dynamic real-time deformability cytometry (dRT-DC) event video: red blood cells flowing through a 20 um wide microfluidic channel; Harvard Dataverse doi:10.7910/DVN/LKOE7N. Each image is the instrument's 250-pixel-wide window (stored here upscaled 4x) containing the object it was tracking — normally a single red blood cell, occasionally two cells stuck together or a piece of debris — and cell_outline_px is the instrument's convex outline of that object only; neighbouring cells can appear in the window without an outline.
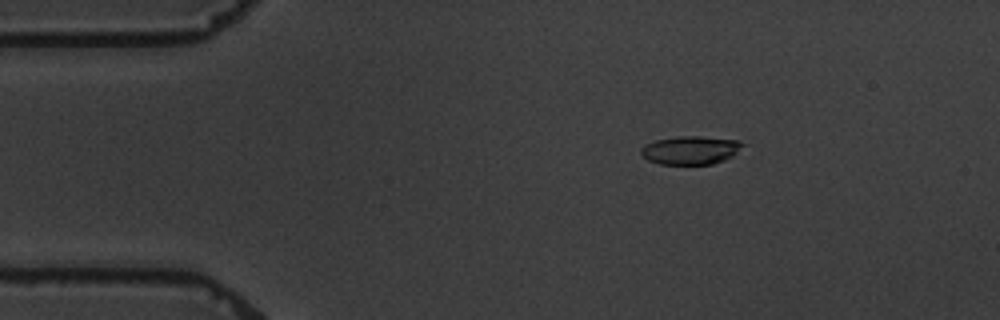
{"species": "common noctule bat (a hibernating species)", "species_latin": "Nyctalus noctula", "temperature_condition": "warm", "stored_images_in_passage": 4, "camera_frame_rate_fps": 3000, "um_per_image_px": 0.085, "animal": {"sex": "male", "body_mass_g": 19.5, "forearm_length_mm": 54.6}, "frame": {"image": 1, "passage_image": 2, "time_ms": 2.333, "image_size_px": [1000, 320], "cell_outline_px": [[748, 144], [732, 156], [724, 160], [712, 164], [660, 164], [648, 160], [640, 152], [640, 148], [644, 144], [656, 140], [676, 136], [700, 136], [736, 140]], "centroid_in_image_um": [58.71, 12.75], "position_along_channel_um": 26.3, "area_um2": 16.94}}